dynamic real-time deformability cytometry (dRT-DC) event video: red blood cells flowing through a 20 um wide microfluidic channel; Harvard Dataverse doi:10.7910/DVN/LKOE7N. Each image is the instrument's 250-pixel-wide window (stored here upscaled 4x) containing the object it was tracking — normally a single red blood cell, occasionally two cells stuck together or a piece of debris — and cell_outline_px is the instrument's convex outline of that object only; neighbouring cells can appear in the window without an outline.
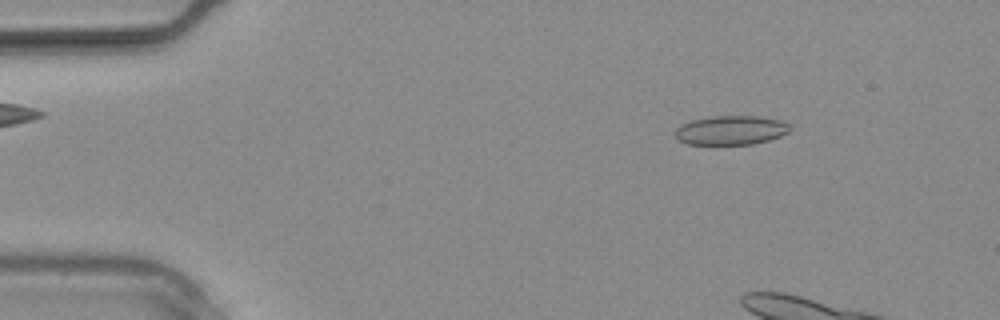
{"species": "common noctule bat (a hibernating species)", "species_latin": "Nyctalus noctula", "temperature_condition": "warm", "stored_images_in_passage": 7, "camera_frame_rate_fps": 3000, "um_per_image_px": 0.085, "animal": {"sex": "male", "body_mass_g": 20.4}, "frame": {"image": 1, "passage_image": 1, "time_ms": 0.0, "image_size_px": [1000, 320], "cell_outline_px": [[792, 128], [788, 132], [780, 136], [768, 140], [752, 144], [688, 144], [676, 140], [676, 128], [680, 124], [692, 120], [712, 116], [756, 116], [780, 120], [788, 124]], "centroid_in_image_um": [62.1, 11.07], "position_along_channel_um": 22.9, "area_um2": 19.48}}